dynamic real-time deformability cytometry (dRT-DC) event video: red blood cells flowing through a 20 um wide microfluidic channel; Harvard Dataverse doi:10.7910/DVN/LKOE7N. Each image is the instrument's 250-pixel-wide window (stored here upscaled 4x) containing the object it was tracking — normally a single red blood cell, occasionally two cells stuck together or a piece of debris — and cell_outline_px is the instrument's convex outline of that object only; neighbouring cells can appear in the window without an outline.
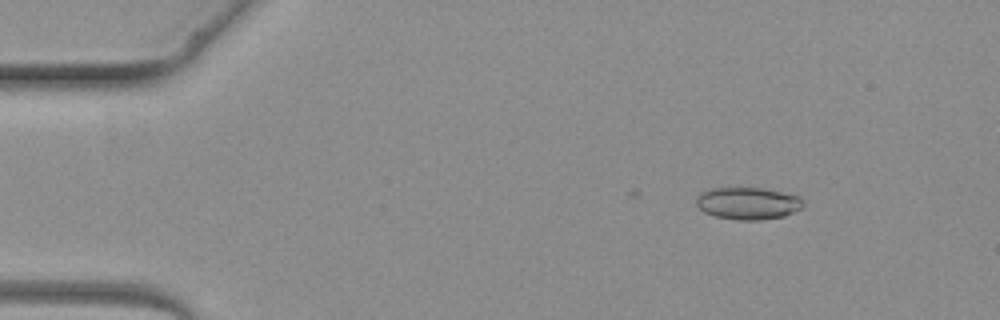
{"species": "common noctule bat (a hibernating species)", "species_latin": "Nyctalus noctula", "temperature_condition": "warm", "stored_images_in_passage": 3, "camera_frame_rate_fps": 3000, "um_per_image_px": 0.085, "animal": {"sex": "female", "body_mass_g": 19.3, "forearm_length_mm": 54.1}, "frame": {"image": 1, "passage_image": 2, "time_ms": 1.333, "image_size_px": [1000, 320], "cell_outline_px": [[804, 208], [784, 216], [760, 220], [736, 220], [716, 216], [704, 212], [696, 204], [696, 196], [700, 192], [708, 188], [764, 188], [800, 196], [804, 200]], "centroid_in_image_um": [63.59, 17.28], "position_along_channel_um": 21.4, "area_um2": 20.35}}